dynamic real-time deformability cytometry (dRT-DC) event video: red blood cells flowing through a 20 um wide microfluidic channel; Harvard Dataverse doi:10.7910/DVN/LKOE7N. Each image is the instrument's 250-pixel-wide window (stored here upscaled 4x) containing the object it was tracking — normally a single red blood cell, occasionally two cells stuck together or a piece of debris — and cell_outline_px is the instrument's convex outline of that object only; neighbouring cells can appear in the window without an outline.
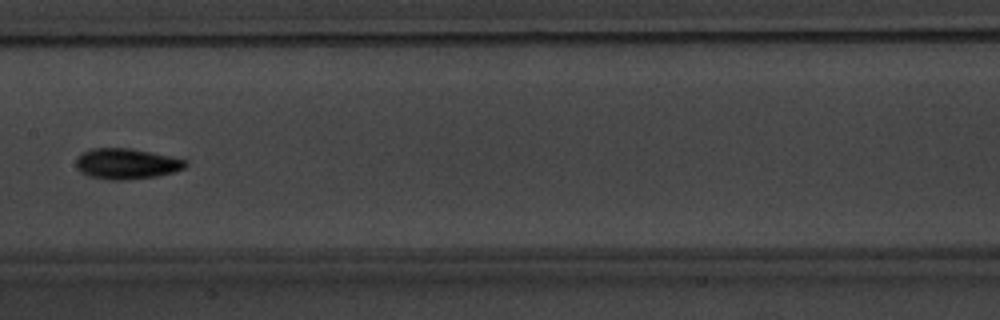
{"species": "common noctule bat (a hibernating species)", "species_latin": "Nyctalus noctula", "temperature_condition": "warm", "stored_images_in_passage": 8, "camera_frame_rate_fps": 3000, "um_per_image_px": 0.085, "animal": {"sex": "male", "body_mass_g": 20.1, "forearm_length_mm": 53.5}, "frame": {"image": 1, "passage_image": 8, "time_ms": 9.0, "image_size_px": [1000, 320], "cell_outline_px": [[188, 164], [184, 168], [172, 172], [156, 176], [124, 180], [108, 180], [88, 176], [80, 172], [76, 168], [76, 160], [80, 152], [92, 148], [132, 148], [188, 160]], "centroid_in_image_um": [10.71, 13.91], "position_along_channel_um": 196.7, "area_um2": 19.71}}